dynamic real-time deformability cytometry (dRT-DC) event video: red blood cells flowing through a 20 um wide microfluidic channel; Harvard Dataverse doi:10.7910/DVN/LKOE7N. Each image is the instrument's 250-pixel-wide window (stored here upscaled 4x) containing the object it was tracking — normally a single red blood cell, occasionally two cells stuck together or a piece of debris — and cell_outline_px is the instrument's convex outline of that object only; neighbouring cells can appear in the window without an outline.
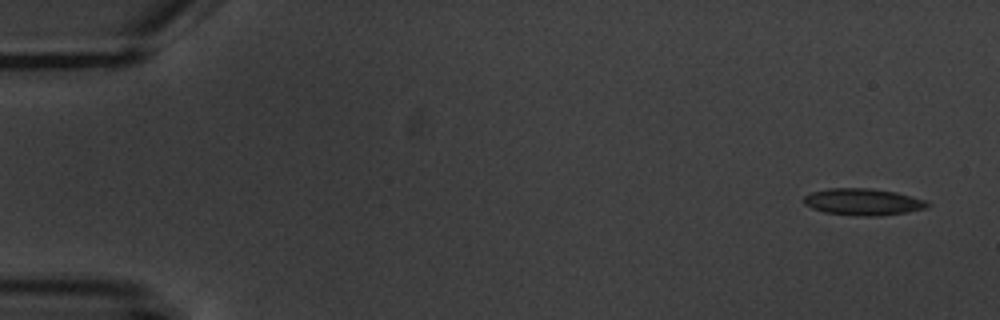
{"species": "common noctule bat (a hibernating species)", "species_latin": "Nyctalus noctula", "temperature_condition": "warm", "stored_images_in_passage": 6, "segment_of_instrument_passage": [1, 2], "camera_frame_rate_fps": 3000, "um_per_image_px": 0.085, "animal": {"sex": "male", "body_mass_g": 20.1, "forearm_length_mm": 53.5}, "frame": {"image": 1, "passage_image": 1, "time_ms": 0.0, "image_size_px": [1000, 320], "cell_outline_px": [[932, 204], [924, 208], [908, 212], [876, 216], [864, 216], [824, 212], [812, 208], [804, 204], [804, 196], [812, 192], [828, 188], [868, 188], [896, 192], [928, 200]], "centroid_in_image_um": [73.38, 17.15], "position_along_channel_um": 11.6, "area_um2": 19.25}}